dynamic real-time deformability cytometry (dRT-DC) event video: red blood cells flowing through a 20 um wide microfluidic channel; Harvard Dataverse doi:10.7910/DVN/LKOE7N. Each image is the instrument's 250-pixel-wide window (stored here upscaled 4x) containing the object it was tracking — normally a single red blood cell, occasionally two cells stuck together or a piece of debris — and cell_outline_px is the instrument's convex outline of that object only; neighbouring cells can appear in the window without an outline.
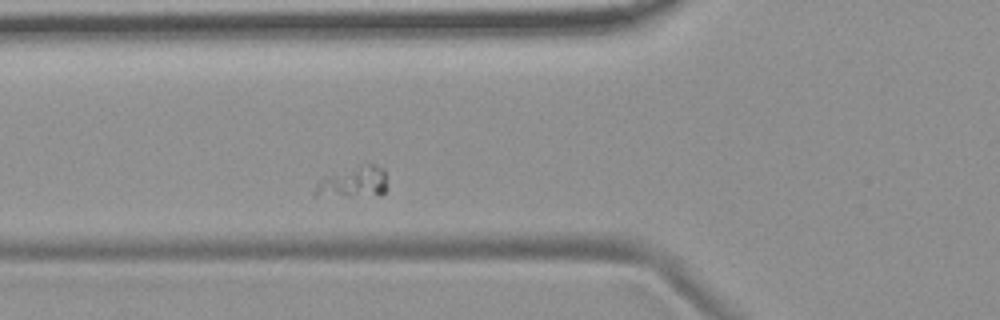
{"species": "common noctule bat (a hibernating species)", "species_latin": "Nyctalus noctula", "temperature_condition": "room temperature", "stored_images_in_passage": 6, "camera_frame_rate_fps": 3000, "um_per_image_px": 0.085, "animal": {"sex": "female", "body_mass_g": 19.9}, "frame": {"image": 1, "passage_image": 6, "time_ms": 6.667, "image_size_px": [1000, 320], "cell_outline_px": [[384, 192], [380, 196], [316, 196], [312, 192], [316, 184], [320, 180], [360, 164], [372, 164], [384, 168]], "centroid_in_image_um": [30.03, 15.51], "position_along_channel_um": 95.8, "area_um2": 12.83}}